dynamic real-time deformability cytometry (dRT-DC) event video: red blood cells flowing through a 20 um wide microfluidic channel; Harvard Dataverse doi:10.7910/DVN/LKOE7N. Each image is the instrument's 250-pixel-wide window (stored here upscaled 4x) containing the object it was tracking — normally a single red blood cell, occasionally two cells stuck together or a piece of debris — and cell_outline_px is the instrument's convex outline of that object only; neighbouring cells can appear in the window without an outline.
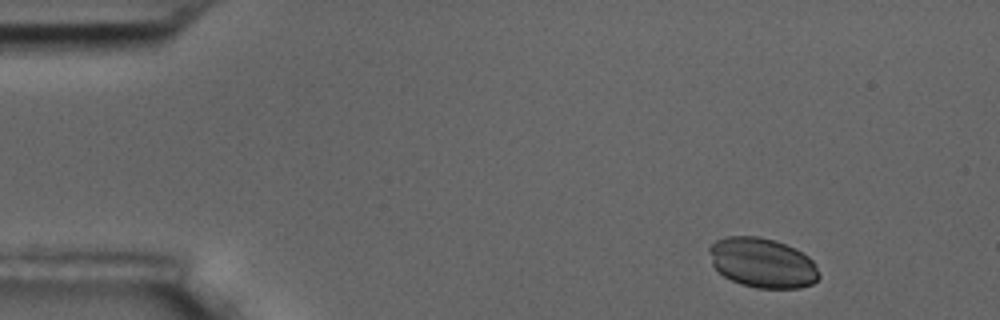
{"species": "common noctule bat (a hibernating species)", "species_latin": "Nyctalus noctula", "temperature_condition": "room temperature", "stored_images_in_passage": 4, "camera_frame_rate_fps": 3000, "um_per_image_px": 0.085, "animal": {"sex": "male", "body_mass_g": 17.5, "forearm_length_mm": 52.3}, "frame": {"image": 1, "passage_image": 1, "time_ms": 0.0, "image_size_px": [1000, 320], "cell_outline_px": [[820, 276], [812, 284], [800, 288], [756, 288], [740, 284], [724, 276], [712, 264], [708, 248], [716, 240], [724, 236], [760, 236], [776, 240], [796, 248], [808, 256], [812, 260]], "centroid_in_image_um": [64.8, 22.33], "position_along_channel_um": 20.2, "area_um2": 31.96}}
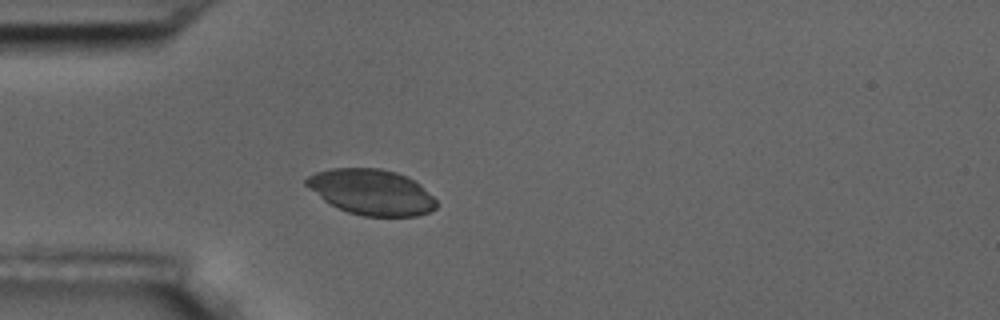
{"frame": {"image": 2, "passage_image": 4, "time_ms": 3.333, "image_size_px": [1000, 320], "cell_outline_px": [[436, 208], [428, 212], [416, 216], [364, 216], [348, 212], [324, 200], [304, 184], [304, 180], [308, 176], [316, 172], [332, 168], [380, 168], [396, 172], [420, 184], [436, 200]], "centroid_in_image_um": [31.56, 16.32], "position_along_channel_um": 53.4, "area_um2": 34.22}}